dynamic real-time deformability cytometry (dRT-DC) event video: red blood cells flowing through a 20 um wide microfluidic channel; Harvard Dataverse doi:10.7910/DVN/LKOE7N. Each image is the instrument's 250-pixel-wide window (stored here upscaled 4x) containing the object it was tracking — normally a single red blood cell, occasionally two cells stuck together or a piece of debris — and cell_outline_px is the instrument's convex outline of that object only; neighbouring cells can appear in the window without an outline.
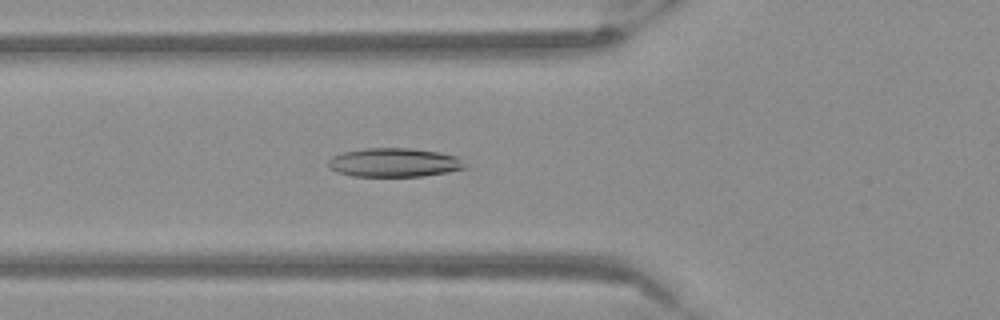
{"species": "Egyptian fruit bat (a non-hibernating species)", "species_latin": "Rousettus aegyptiacus", "temperature_condition": "warm", "stored_images_in_passage": 54, "camera_frame_rate_fps": 3000, "um_per_image_px": 0.085, "frame": {"image": 1, "passage_image": 20, "time_ms": 6.333, "image_size_px": [1000, 320], "cell_outline_px": [[468, 168], [448, 172], [424, 176], [352, 176], [336, 172], [328, 164], [328, 160], [332, 156], [344, 152], [364, 148], [412, 148], [440, 152], [460, 156]], "centroid_in_image_um": [33.57, 13.81], "position_along_channel_um": 92.2, "area_um2": 23.24}}
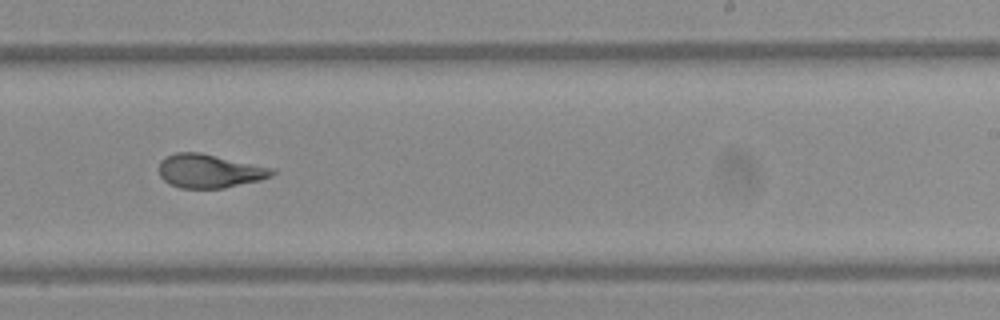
{"frame": {"image": 2, "passage_image": 34, "time_ms": 11.0, "image_size_px": [1000, 320], "cell_outline_px": [[276, 172], [272, 176], [260, 180], [224, 188], [180, 188], [164, 180], [160, 176], [160, 160], [176, 152], [200, 152], [276, 168]], "centroid_in_image_um": [17.86, 14.53], "position_along_channel_um": 271.1, "area_um2": 22.25}}
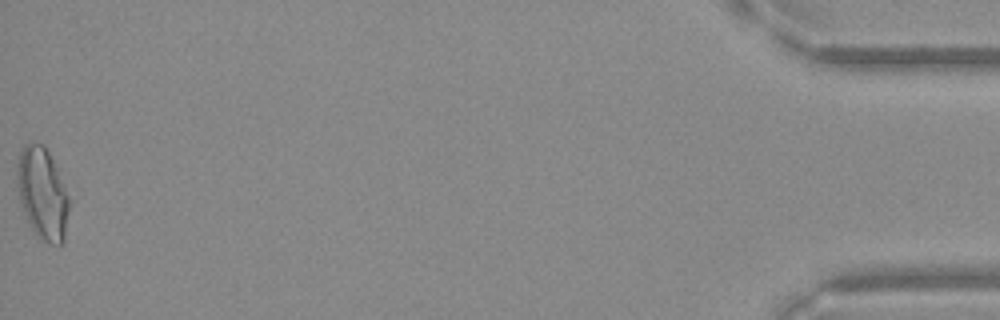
{"frame": {"image": 3, "passage_image": 54, "time_ms": 17.667, "image_size_px": [1000, 320], "cell_outline_px": [[68, 212], [64, 244], [48, 244], [40, 240], [36, 236], [28, 220], [20, 200], [16, 176], [16, 172], [20, 152], [24, 144], [44, 144], [56, 168], [68, 196]], "centroid_in_image_um": [3.6, 16.49], "position_along_channel_um": 431.6, "area_um2": 27.34}}